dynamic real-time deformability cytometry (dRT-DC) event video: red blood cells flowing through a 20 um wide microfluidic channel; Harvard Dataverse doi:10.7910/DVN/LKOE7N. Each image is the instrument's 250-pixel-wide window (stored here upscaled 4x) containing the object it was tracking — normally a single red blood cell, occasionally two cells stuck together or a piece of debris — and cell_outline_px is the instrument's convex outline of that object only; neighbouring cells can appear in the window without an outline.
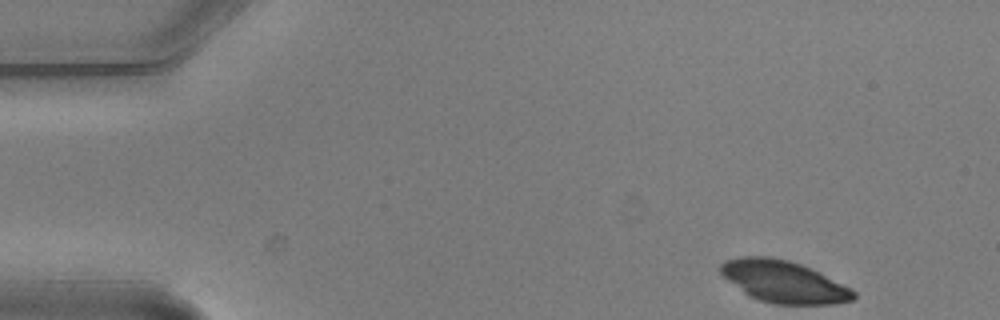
{"species": "common noctule bat (a hibernating species)", "species_latin": "Nyctalus noctula", "temperature_condition": "warm", "stored_images_in_passage": 4, "camera_frame_rate_fps": 3000, "um_per_image_px": 0.085, "animal": {"sex": "male", "body_mass_g": 20.5, "forearm_length_mm": 52.5}, "frame": {"image": 1, "passage_image": 1, "time_ms": 0.0, "image_size_px": [1000, 320], "cell_outline_px": [[856, 296], [852, 300], [832, 304], [772, 304], [748, 296], [728, 280], [720, 272], [720, 264], [724, 260], [740, 256], [768, 256], [788, 260], [800, 264], [820, 272], [852, 288], [856, 292]], "centroid_in_image_um": [66.61, 23.93], "position_along_channel_um": 18.4, "area_um2": 32.6}}